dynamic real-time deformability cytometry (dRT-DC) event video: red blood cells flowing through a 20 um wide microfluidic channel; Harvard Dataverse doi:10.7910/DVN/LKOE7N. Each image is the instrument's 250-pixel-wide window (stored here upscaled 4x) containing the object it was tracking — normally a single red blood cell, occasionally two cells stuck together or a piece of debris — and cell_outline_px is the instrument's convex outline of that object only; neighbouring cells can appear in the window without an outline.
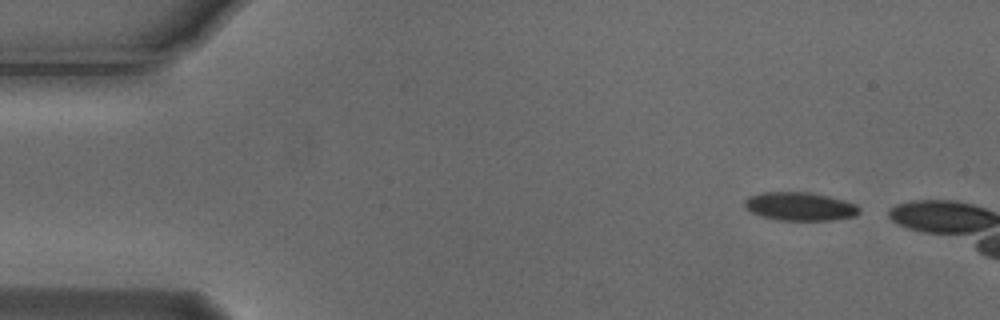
{"species": "Egyptian fruit bat (a non-hibernating species)", "species_latin": "Rousettus aegyptiacus", "temperature_condition": "cold", "stored_images_in_passage": 3, "camera_frame_rate_fps": 3000, "um_per_image_px": 0.085, "animal": {"sex": "male"}, "frame": {"image": 1, "passage_image": 1, "time_ms": 0.0, "image_size_px": [1000, 320], "cell_outline_px": [[860, 212], [856, 216], [832, 220], [776, 220], [760, 216], [744, 208], [744, 200], [748, 196], [760, 192], [808, 192], [828, 196], [844, 200], [856, 204], [860, 208]], "centroid_in_image_um": [67.97, 17.54], "position_along_channel_um": 17.0, "area_um2": 19.19}}